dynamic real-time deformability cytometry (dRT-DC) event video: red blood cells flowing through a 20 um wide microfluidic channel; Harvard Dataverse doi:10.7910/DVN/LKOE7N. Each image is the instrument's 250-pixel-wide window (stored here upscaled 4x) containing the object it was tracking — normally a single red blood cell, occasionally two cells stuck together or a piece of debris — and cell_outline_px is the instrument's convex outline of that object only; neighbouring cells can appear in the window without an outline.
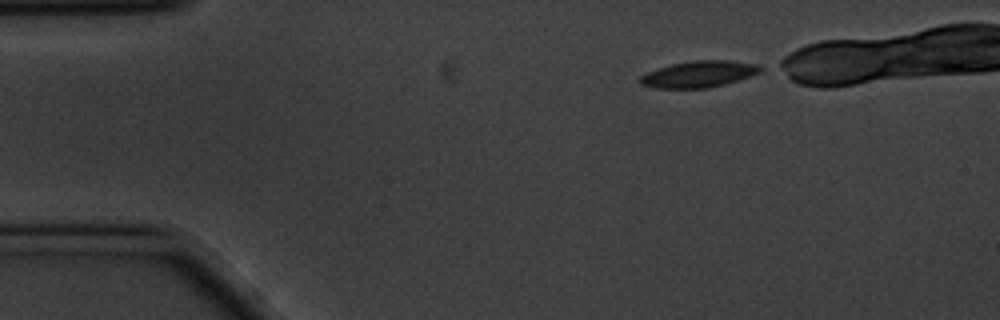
{"species": "common noctule bat (a hibernating species)", "species_latin": "Nyctalus noctula", "temperature_condition": "cold", "stored_images_in_passage": 38, "camera_frame_rate_fps": 3000, "um_per_image_px": 0.085, "animal": {"sex": "male", "body_mass_g": 20.1, "forearm_length_mm": 53.5}, "frame": {"image": 1, "passage_image": 1, "time_ms": 0.0, "image_size_px": [1000, 320], "cell_outline_px": [[764, 72], [752, 76], [724, 84], [708, 88], [656, 88], [640, 84], [640, 76], [648, 72], [672, 64], [696, 60], [728, 60], [756, 64], [764, 68]], "centroid_in_image_um": [59.47, 6.3], "position_along_channel_um": 25.5, "area_um2": 18.5}}
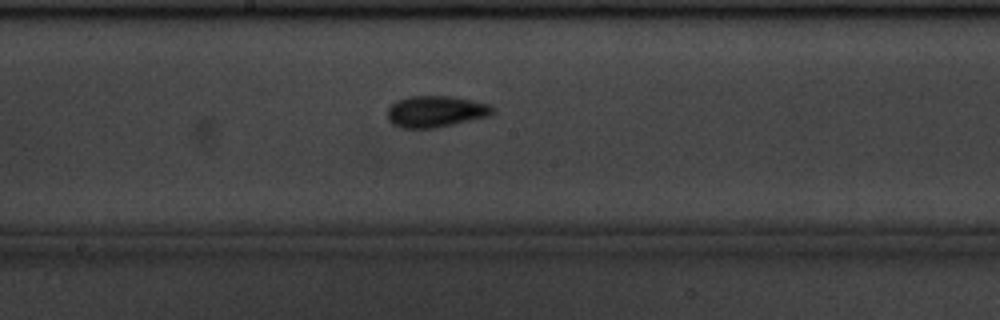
{"frame": {"image": 2, "passage_image": 22, "time_ms": 7.0, "image_size_px": [1000, 320], "cell_outline_px": [[496, 108], [488, 116], [436, 128], [400, 128], [392, 124], [388, 120], [388, 108], [396, 100], [408, 96], [452, 96], [492, 104]], "centroid_in_image_um": [37.03, 9.47], "position_along_channel_um": 211.2, "area_um2": 19.42}}
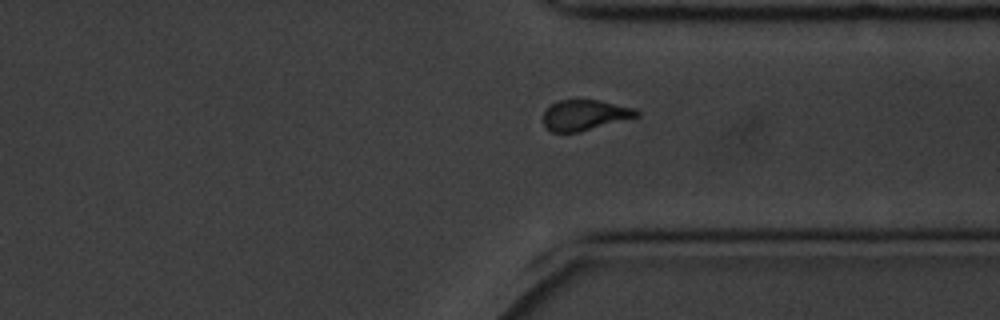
{"frame": {"image": 3, "passage_image": 35, "time_ms": 11.333, "image_size_px": [1000, 320], "cell_outline_px": [[640, 116], [580, 132], [552, 132], [544, 124], [544, 108], [560, 100], [600, 100], [636, 108], [640, 112]], "centroid_in_image_um": [49.74, 9.77], "position_along_channel_um": 361.7, "area_um2": 16.7}}